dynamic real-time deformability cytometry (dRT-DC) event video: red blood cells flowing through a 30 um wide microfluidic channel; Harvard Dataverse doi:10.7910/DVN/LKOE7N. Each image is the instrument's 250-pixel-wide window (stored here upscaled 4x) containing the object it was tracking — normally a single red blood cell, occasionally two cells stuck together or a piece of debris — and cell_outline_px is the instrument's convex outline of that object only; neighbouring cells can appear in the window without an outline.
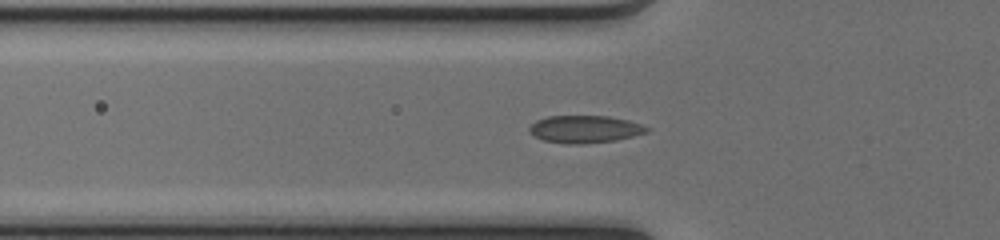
{"species": "common noctule bat (a hibernating species)", "species_latin": "Nyctalus noctula", "temperature_condition": "cold", "stored_images_in_passage": 37, "camera_frame_rate_fps": 3000, "um_per_image_px": 0.085, "animal": {"sex": "female", "body_mass_g": 17.0, "forearm_length_mm": 48.0}, "frame": {"image": 1, "passage_image": 7, "time_ms": 2.0, "image_size_px": [1000, 240], "cell_outline_px": [[652, 128], [648, 132], [616, 140], [580, 144], [568, 144], [544, 140], [528, 132], [528, 128], [536, 120], [548, 116], [608, 116], [628, 120]], "centroid_in_image_um": [49.72, 10.97], "position_along_channel_um": 76.1, "area_um2": 18.73}}
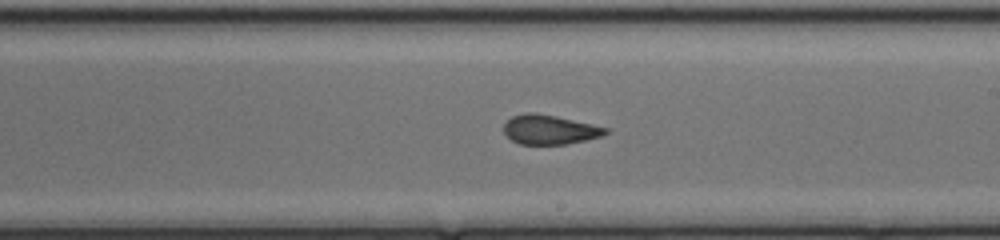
{"frame": {"image": 2, "passage_image": 19, "time_ms": 6.0, "image_size_px": [1000, 240], "cell_outline_px": [[608, 132], [604, 136], [564, 144], [520, 144], [512, 140], [504, 132], [504, 124], [512, 116], [524, 112], [536, 112], [556, 116], [592, 124], [608, 128]], "centroid_in_image_um": [46.72, 11.0], "position_along_channel_um": 242.3, "area_um2": 17.4}}
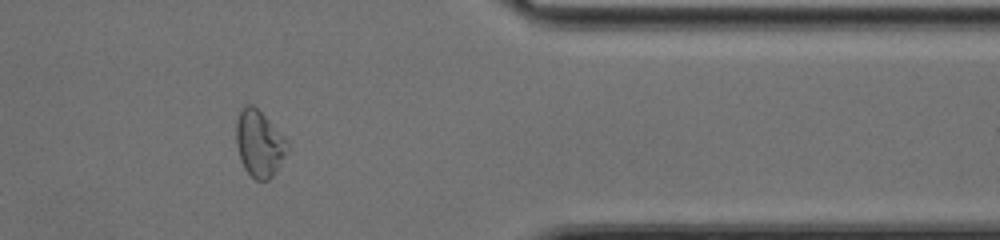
{"frame": {"image": 3, "passage_image": 31, "time_ms": 10.0, "image_size_px": [1000, 240], "cell_outline_px": [[288, 148], [284, 156], [272, 176], [268, 180], [256, 180], [244, 168], [240, 160], [236, 144], [236, 120], [240, 108], [244, 104], [252, 104], [288, 140]], "centroid_in_image_um": [22.0, 12.18], "position_along_channel_um": 389.4, "area_um2": 19.65}, "authors_computed_cell_mechanics": {"area_um2": 18.3226, "velocity_mm_per_s": 4.1422, "shape_relaxation_time_tau1_ms": null, "shape_relaxation_time_tau2_ms": 0.91, "deformation_change_tau1": null, "deformation_change_tau2": 0.0679}}